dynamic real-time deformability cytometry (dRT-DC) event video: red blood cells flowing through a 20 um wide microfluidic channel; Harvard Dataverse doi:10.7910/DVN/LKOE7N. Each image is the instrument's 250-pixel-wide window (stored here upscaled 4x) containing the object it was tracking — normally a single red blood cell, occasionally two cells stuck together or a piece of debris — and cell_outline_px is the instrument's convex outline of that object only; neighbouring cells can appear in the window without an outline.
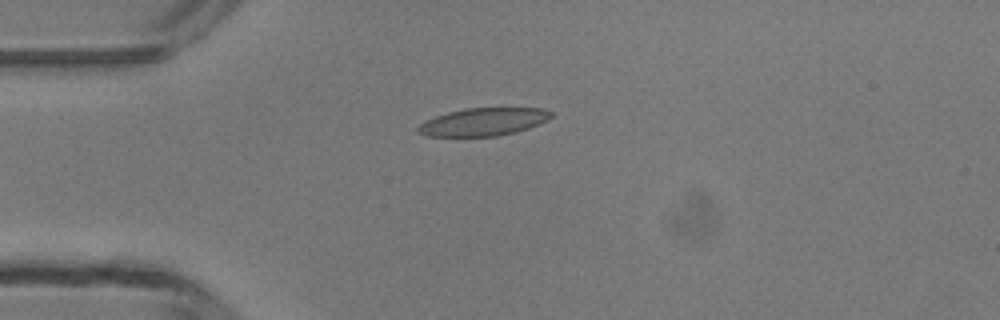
{"species": "common noctule bat (a hibernating species)", "species_latin": "Nyctalus noctula", "temperature_condition": "room temperature", "stored_images_in_passage": 4, "camera_frame_rate_fps": 3000, "um_per_image_px": 0.085, "animal": {"sex": "male", "body_mass_g": 13.3}, "frame": {"image": 1, "passage_image": 3, "time_ms": 3.0, "image_size_px": [1000, 320], "cell_outline_px": [[552, 116], [548, 120], [540, 124], [516, 132], [496, 136], [428, 136], [416, 132], [416, 128], [420, 124], [436, 116], [448, 112], [464, 108], [540, 108], [552, 112]], "centroid_in_image_um": [41.09, 10.36], "position_along_channel_um": 43.9, "area_um2": 21.5}}